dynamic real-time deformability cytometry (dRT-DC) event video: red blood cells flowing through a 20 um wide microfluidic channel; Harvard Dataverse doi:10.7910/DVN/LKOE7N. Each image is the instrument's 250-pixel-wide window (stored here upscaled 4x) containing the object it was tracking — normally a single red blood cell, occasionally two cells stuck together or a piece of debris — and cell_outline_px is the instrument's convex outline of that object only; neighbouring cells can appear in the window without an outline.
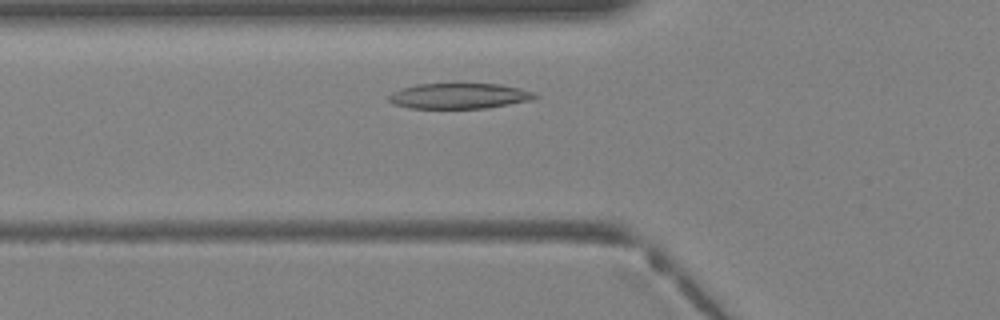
{"species": "Egyptian fruit bat (a non-hibernating species)", "species_latin": "Rousettus aegyptiacus", "temperature_condition": "warm", "stored_images_in_passage": 9, "camera_frame_rate_fps": 3000, "um_per_image_px": 0.085, "animal": {"sex": "female"}, "frame": {"image": 1, "passage_image": 3, "time_ms": 0.667, "image_size_px": [1000, 320], "cell_outline_px": [[540, 96], [532, 100], [484, 108], [408, 108], [392, 104], [388, 100], [388, 96], [392, 92], [400, 88], [416, 84], [500, 84], [520, 88], [532, 92]], "centroid_in_image_um": [38.99, 8.15], "position_along_channel_um": 86.8, "area_um2": 21.73}}
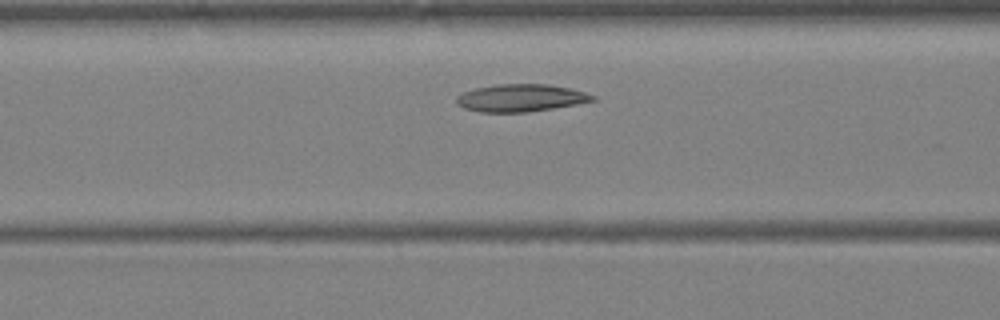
{"frame": {"image": 2, "passage_image": 5, "time_ms": 1.333, "image_size_px": [1000, 320], "cell_outline_px": [[596, 100], [576, 104], [528, 112], [480, 112], [464, 108], [456, 104], [456, 96], [460, 92], [476, 88], [496, 84], [548, 84], [568, 88], [584, 92], [596, 96]], "centroid_in_image_um": [44.21, 8.32], "position_along_channel_um": 122.4, "area_um2": 21.79}}
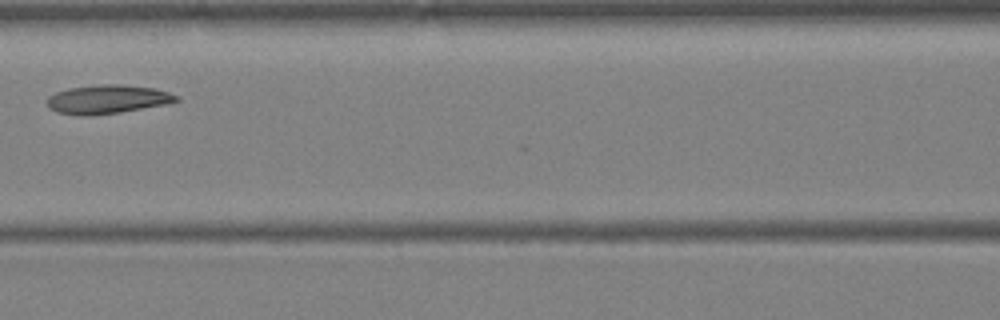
{"frame": {"image": 3, "passage_image": 7, "time_ms": 2.0, "image_size_px": [1000, 320], "cell_outline_px": [[180, 100], [168, 104], [120, 112], [88, 116], [84, 116], [56, 112], [48, 108], [48, 96], [56, 92], [68, 88], [96, 84], [120, 84], [152, 88], [168, 92], [180, 96]], "centroid_in_image_um": [9.13, 8.44], "position_along_channel_um": 157.5, "area_um2": 21.79}}